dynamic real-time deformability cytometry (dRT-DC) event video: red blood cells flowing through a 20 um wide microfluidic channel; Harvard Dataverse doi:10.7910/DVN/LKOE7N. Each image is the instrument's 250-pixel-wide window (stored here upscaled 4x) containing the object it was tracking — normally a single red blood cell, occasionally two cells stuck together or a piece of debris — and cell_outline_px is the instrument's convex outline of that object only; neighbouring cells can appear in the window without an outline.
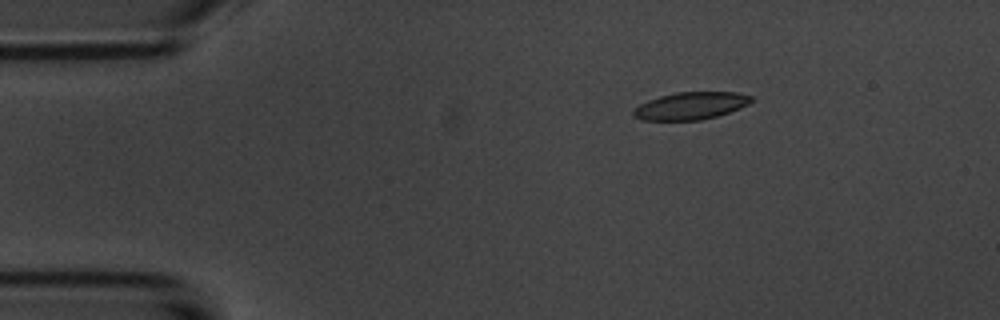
{"species": "common noctule bat (a hibernating species)", "species_latin": "Nyctalus noctula", "temperature_condition": "room temperature", "stored_images_in_passage": 3, "camera_frame_rate_fps": 3000, "um_per_image_px": 0.085, "animal": {"sex": "male", "body_mass_g": 20.1, "forearm_length_mm": 53.5}, "frame": {"image": 1, "passage_image": 1, "time_ms": 0.0, "image_size_px": [1000, 320], "cell_outline_px": [[752, 100], [748, 104], [740, 108], [716, 116], [700, 120], [640, 120], [632, 116], [632, 112], [640, 104], [648, 100], [660, 96], [676, 92], [736, 92], [752, 96]], "centroid_in_image_um": [58.69, 8.99], "position_along_channel_um": 26.3, "area_um2": 18.73}}
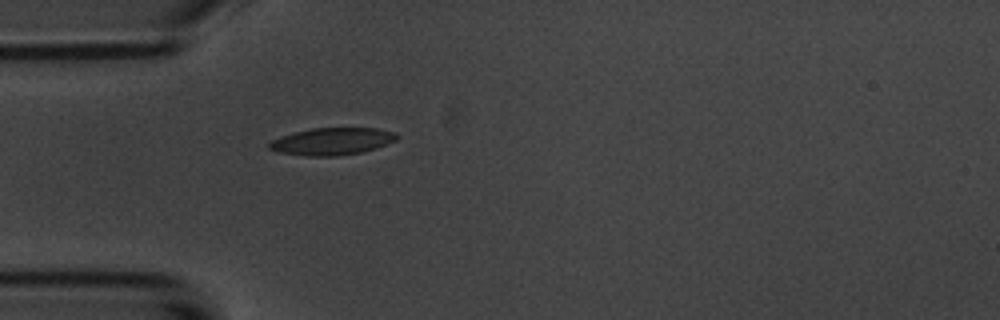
{"frame": {"image": 2, "passage_image": 3, "time_ms": 2.333, "image_size_px": [1000, 320], "cell_outline_px": [[400, 136], [396, 140], [388, 144], [376, 148], [360, 152], [336, 156], [308, 156], [280, 152], [268, 148], [268, 144], [272, 140], [280, 136], [312, 128], [376, 128], [396, 132]], "centroid_in_image_um": [28.26, 12.01], "position_along_channel_um": 56.7, "area_um2": 20.17}}